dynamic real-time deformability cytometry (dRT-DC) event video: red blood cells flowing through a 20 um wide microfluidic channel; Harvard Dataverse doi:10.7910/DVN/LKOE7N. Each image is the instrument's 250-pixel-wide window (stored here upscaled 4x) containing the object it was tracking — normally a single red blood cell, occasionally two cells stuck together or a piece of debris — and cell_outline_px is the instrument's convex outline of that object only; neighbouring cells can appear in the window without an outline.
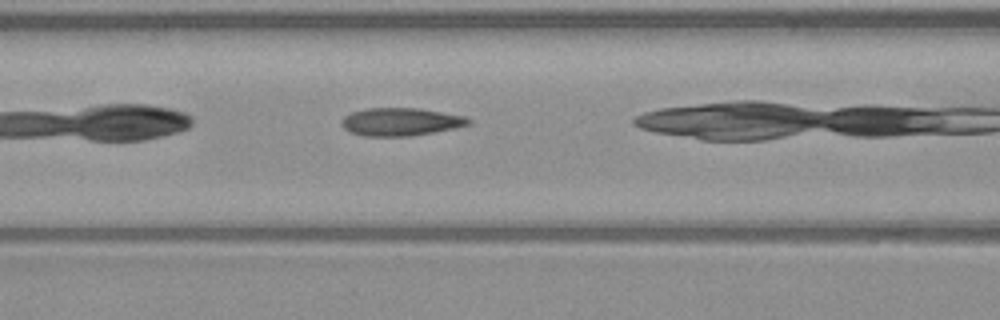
{"species": "common noctule bat (a hibernating species)", "species_latin": "Nyctalus noctula", "temperature_condition": "warm", "stored_images_in_passage": 14, "camera_frame_rate_fps": 3000, "um_per_image_px": 0.085, "animal": {"sex": "male", "body_mass_g": 23.1, "forearm_length_mm": 52.7}, "frame": {"image": 1, "passage_image": 7, "time_ms": 2.0, "image_size_px": [1000, 320], "cell_outline_px": [[472, 124], [456, 128], [408, 136], [364, 136], [352, 132], [344, 128], [340, 124], [340, 120], [344, 116], [352, 112], [368, 108], [420, 108], [464, 116], [472, 120]], "centroid_in_image_um": [34.06, 10.35], "position_along_channel_um": 132.5, "area_um2": 20.63}}
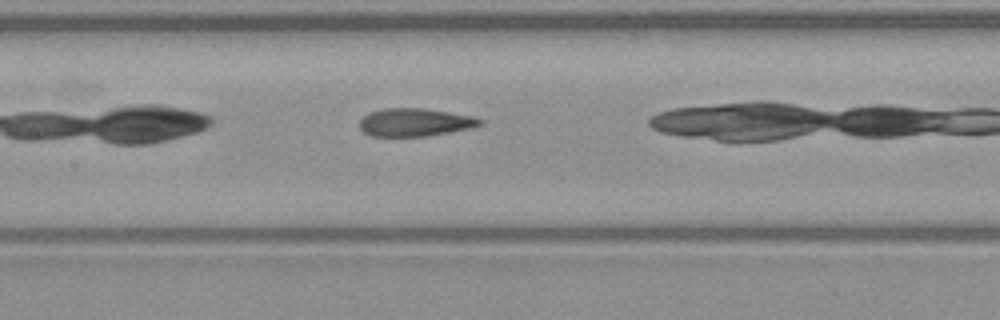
{"frame": {"image": 2, "passage_image": 10, "time_ms": 3.0, "image_size_px": [1000, 320], "cell_outline_px": [[484, 124], [472, 128], [428, 136], [372, 136], [364, 132], [360, 128], [360, 120], [368, 112], [384, 108], [424, 108], [476, 116], [484, 120]], "centroid_in_image_um": [35.33, 10.39], "position_along_channel_um": 172.1, "area_um2": 19.88}}